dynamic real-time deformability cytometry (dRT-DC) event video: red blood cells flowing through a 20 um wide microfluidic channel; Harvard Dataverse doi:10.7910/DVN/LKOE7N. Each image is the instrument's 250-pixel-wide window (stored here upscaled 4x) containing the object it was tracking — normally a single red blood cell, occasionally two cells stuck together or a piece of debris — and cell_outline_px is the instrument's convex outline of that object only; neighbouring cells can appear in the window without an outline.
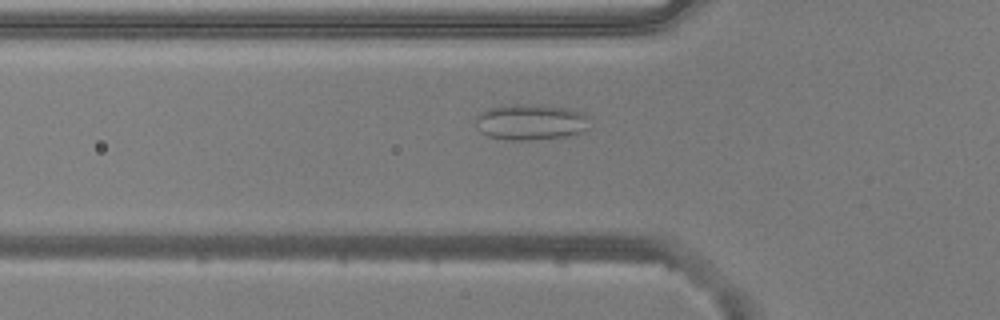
{"species": "common noctule bat (a hibernating species)", "species_latin": "Nyctalus noctula", "temperature_condition": "warm", "stored_images_in_passage": 53, "camera_frame_rate_fps": 3000, "um_per_image_px": 0.085, "animal": {"sex": "male", "body_mass_g": 20.5, "forearm_length_mm": 52.5}, "frame": {"image": 1, "passage_image": 17, "time_ms": 5.333, "image_size_px": [1000, 320], "cell_outline_px": [[588, 132], [568, 136], [532, 140], [508, 140], [488, 136], [480, 132], [476, 128], [476, 116], [488, 108], [516, 104], [536, 104], [572, 108], [584, 112], [588, 116]], "centroid_in_image_um": [45.17, 10.37], "position_along_channel_um": 80.6, "area_um2": 24.39}}
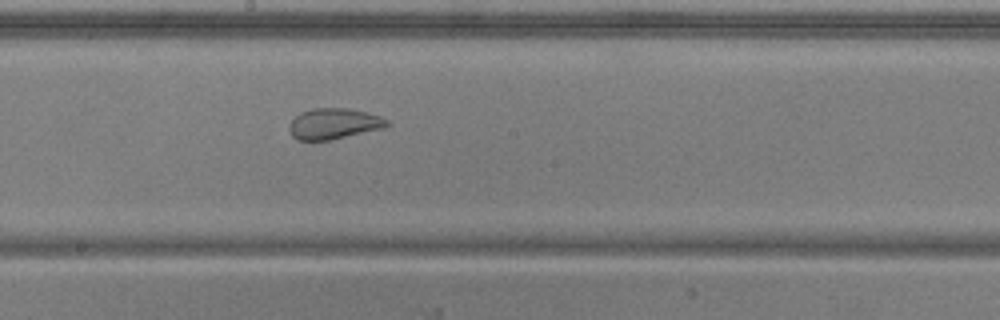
{"frame": {"image": 2, "passage_image": 28, "time_ms": 9.0, "image_size_px": [1000, 320], "cell_outline_px": [[388, 124], [384, 128], [332, 140], [300, 140], [292, 136], [288, 128], [288, 124], [300, 112], [312, 108], [348, 108], [380, 116], [388, 120]], "centroid_in_image_um": [28.35, 10.52], "position_along_channel_um": 219.8, "area_um2": 17.57}}
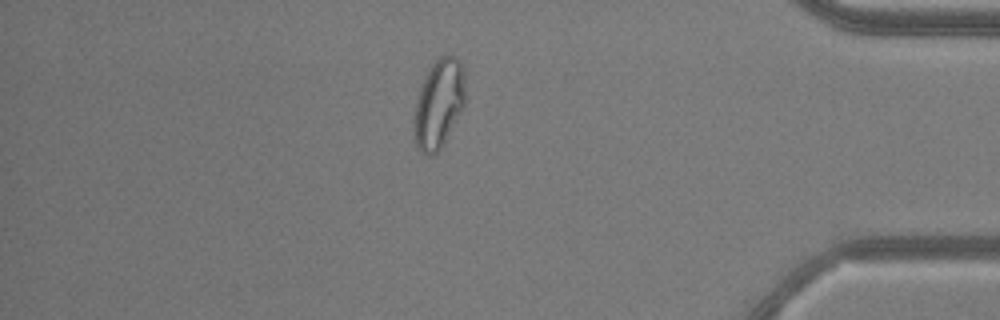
{"frame": {"image": 3, "passage_image": 45, "time_ms": 14.667, "image_size_px": [1000, 320], "cell_outline_px": [[464, 104], [440, 148], [432, 156], [428, 156], [420, 152], [416, 144], [416, 100], [420, 88], [432, 64], [440, 56], [456, 56], [460, 64], [464, 76]], "centroid_in_image_um": [37.3, 8.81], "position_along_channel_um": 397.9, "area_um2": 25.32}, "authors_computed_cell_mechanics": {"area_um2": 25.8944, "velocity_mm_per_s": 3.7633, "shape_relaxation_time_tau1_ms": null, "shape_relaxation_time_tau2_ms": 0.6396, "deformation_change_tau1": null, "deformation_change_tau2": 0.072}}